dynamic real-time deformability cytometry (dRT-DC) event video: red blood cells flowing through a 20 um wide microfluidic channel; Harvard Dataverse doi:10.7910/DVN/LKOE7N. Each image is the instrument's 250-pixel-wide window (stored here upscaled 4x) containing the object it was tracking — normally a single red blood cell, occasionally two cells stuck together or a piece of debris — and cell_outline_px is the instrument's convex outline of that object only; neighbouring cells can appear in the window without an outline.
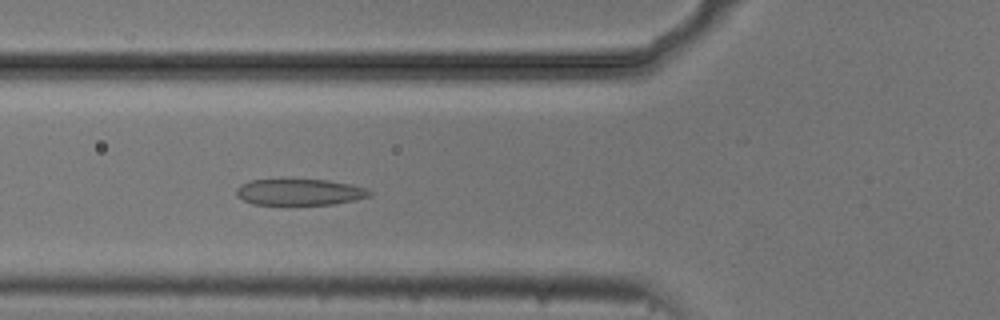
{"species": "common noctule bat (a hibernating species)", "species_latin": "Nyctalus noctula", "temperature_condition": "cold", "stored_images_in_passage": 41, "camera_frame_rate_fps": 3000, "um_per_image_px": 0.085, "animal": {"sex": "male", "body_mass_g": 20.5, "forearm_length_mm": 52.5}, "frame": {"image": 1, "passage_image": 7, "time_ms": 2.0, "image_size_px": [1000, 320], "cell_outline_px": [[372, 192], [368, 196], [356, 200], [336, 204], [252, 204], [236, 196], [236, 188], [240, 184], [248, 180], [328, 180], [352, 184], [364, 188]], "centroid_in_image_um": [25.44, 16.32], "position_along_channel_um": 100.4, "area_um2": 20.29}}
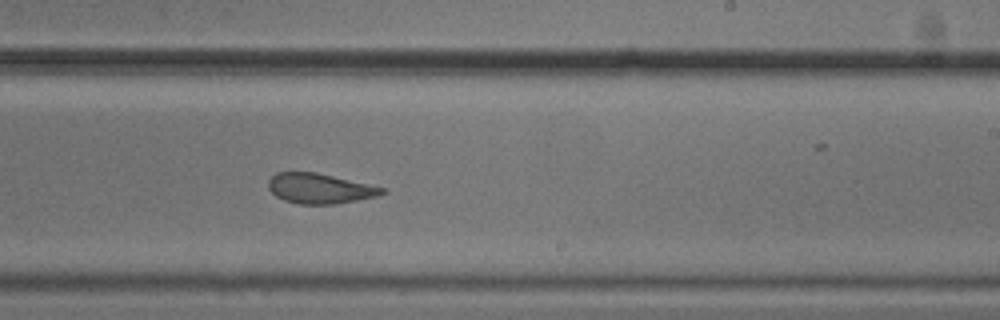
{"frame": {"image": 2, "passage_image": 20, "time_ms": 6.333, "image_size_px": [1000, 320], "cell_outline_px": [[388, 192], [380, 196], [332, 204], [300, 204], [284, 200], [276, 196], [268, 188], [268, 180], [276, 172], [316, 172], [384, 188]], "centroid_in_image_um": [27.17, 16.02], "position_along_channel_um": 261.8, "area_um2": 19.83}}
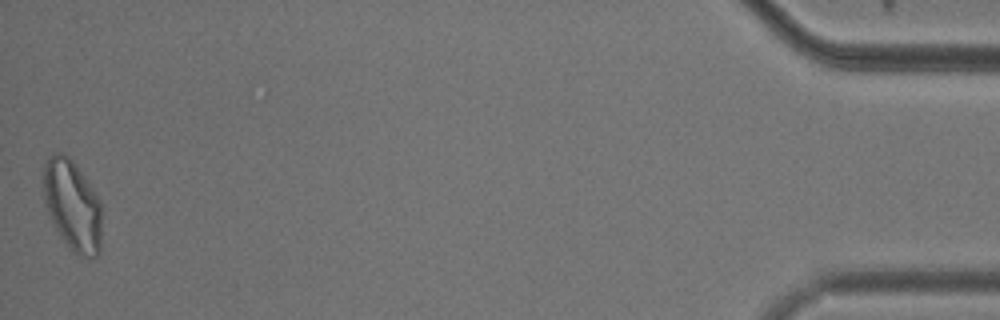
{"frame": {"image": 3, "passage_image": 41, "time_ms": 13.333, "image_size_px": [1000, 320], "cell_outline_px": [[100, 252], [96, 256], [80, 256], [64, 240], [56, 228], [44, 204], [44, 164], [48, 156], [52, 152], [60, 152], [68, 156], [76, 164], [100, 200]], "centroid_in_image_um": [6.14, 17.39], "position_along_channel_um": 429.1, "area_um2": 30.29}, "authors_computed_cell_mechanics": {"area_um2": 21.097, "velocity_mm_per_s": 3.7146, "shape_relaxation_time_tau1_ms": null, "shape_relaxation_time_tau2_ms": 1.5565, "deformation_change_tau1": null, "deformation_change_tau2": 0.0934}}